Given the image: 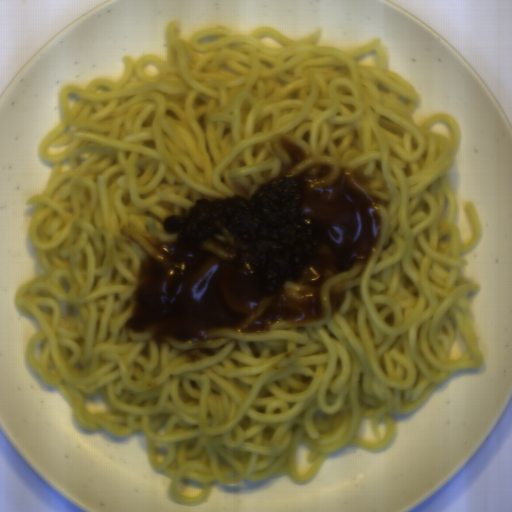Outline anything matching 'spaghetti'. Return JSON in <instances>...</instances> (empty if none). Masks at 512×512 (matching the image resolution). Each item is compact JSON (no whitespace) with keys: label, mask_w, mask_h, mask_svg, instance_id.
<instances>
[{"label":"spaghetti","mask_w":512,"mask_h":512,"mask_svg":"<svg viewBox=\"0 0 512 512\" xmlns=\"http://www.w3.org/2000/svg\"><path fill=\"white\" fill-rule=\"evenodd\" d=\"M165 59L124 55L119 82L92 78L59 93L63 120L42 139L53 163L27 238L43 272L14 305L41 331L27 364L89 431H142L168 496L206 502L212 483L287 474L310 482L332 452L382 451L396 423L444 381L484 357L461 274L481 240V215L461 242L447 173L460 144L456 120L420 124V97L387 69L382 38L344 51L294 40L269 25L180 37L166 29ZM354 170L373 193L383 228L371 257L325 278L323 315L266 332L211 331L210 342L152 343L125 328L141 258L177 233L198 199L254 191L276 177L323 187Z\"/></svg>","instance_id":"1"}]
</instances>
